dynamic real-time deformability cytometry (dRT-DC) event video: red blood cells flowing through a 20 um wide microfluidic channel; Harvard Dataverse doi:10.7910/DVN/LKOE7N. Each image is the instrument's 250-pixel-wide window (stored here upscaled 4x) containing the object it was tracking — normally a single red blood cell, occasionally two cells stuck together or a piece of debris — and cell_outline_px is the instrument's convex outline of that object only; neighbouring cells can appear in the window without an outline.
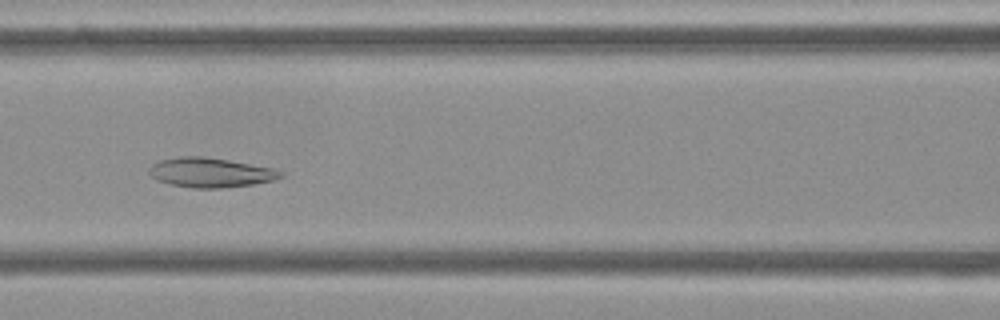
{"species": "Egyptian fruit bat (a non-hibernating species)", "species_latin": "Rousettus aegyptiacus", "temperature_condition": "cold", "stored_images_in_passage": 54, "camera_frame_rate_fps": 3000, "um_per_image_px": 0.085, "frame": {"image": 1, "passage_image": 23, "time_ms": 7.333, "image_size_px": [1000, 320], "cell_outline_px": [[284, 176], [272, 180], [252, 184], [220, 188], [192, 188], [168, 184], [156, 180], [148, 172], [148, 168], [152, 164], [160, 160], [180, 156], [204, 156], [228, 160], [272, 168], [284, 172]], "centroid_in_image_um": [17.84, 14.66], "position_along_channel_um": 148.8, "area_um2": 22.66}}
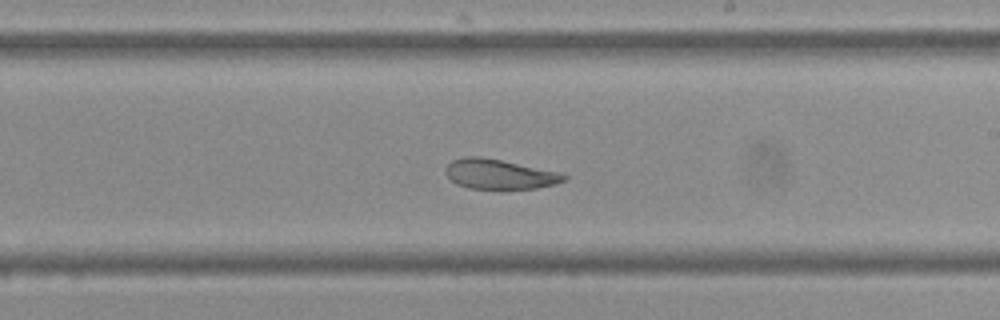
{"frame": {"image": 2, "passage_image": 31, "time_ms": 10.0, "image_size_px": [1000, 320], "cell_outline_px": [[568, 176], [564, 180], [556, 184], [536, 188], [468, 188], [456, 184], [444, 172], [444, 168], [452, 160], [464, 156], [480, 156], [564, 172]], "centroid_in_image_um": [42.47, 14.78], "position_along_channel_um": 246.5, "area_um2": 20.69}}
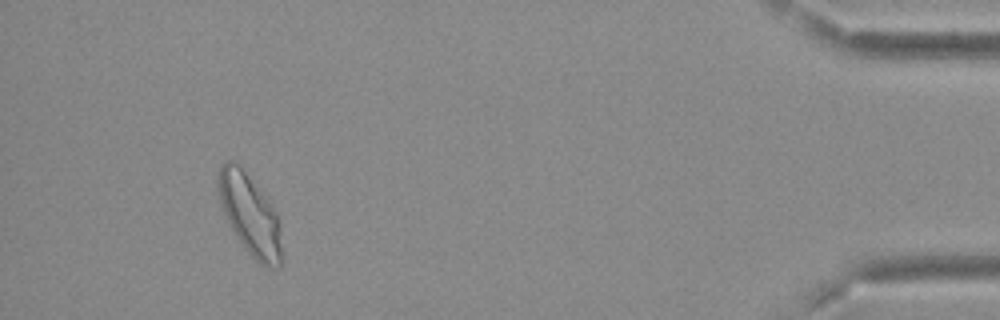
{"frame": {"image": 3, "passage_image": 50, "time_ms": 16.333, "image_size_px": [1000, 320], "cell_outline_px": [[280, 268], [272, 268], [260, 264], [248, 252], [236, 236], [224, 212], [220, 200], [220, 164], [228, 160], [232, 160], [272, 200], [280, 224]], "centroid_in_image_um": [21.3, 18.26], "position_along_channel_um": 413.9, "area_um2": 29.19}, "authors_computed_cell_mechanics": {"area_um2": 26.5013, "velocity_mm_per_s": 3.6835, "shape_relaxation_time_tau1_ms": null, "shape_relaxation_time_tau2_ms": 3.4164, "deformation_change_tau1": null, "deformation_change_tau2": 0.0935}}